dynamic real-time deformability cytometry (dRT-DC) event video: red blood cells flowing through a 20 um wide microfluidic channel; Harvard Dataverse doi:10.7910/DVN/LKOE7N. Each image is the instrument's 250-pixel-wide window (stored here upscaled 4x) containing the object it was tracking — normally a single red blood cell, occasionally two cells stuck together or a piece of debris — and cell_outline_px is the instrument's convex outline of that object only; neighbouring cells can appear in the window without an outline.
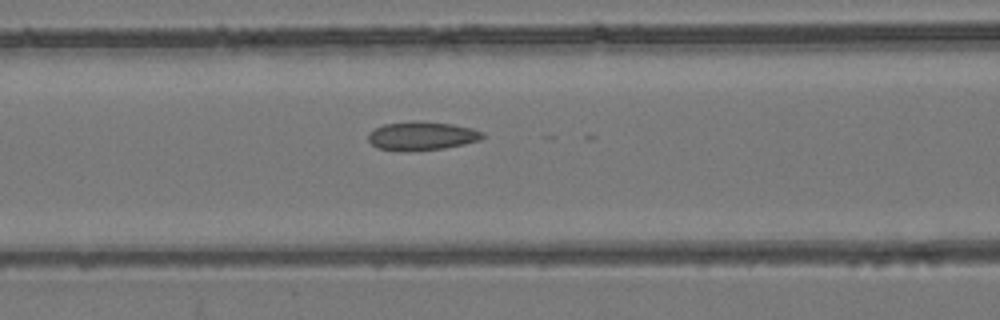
{"species": "common noctule bat (a hibernating species)", "species_latin": "Nyctalus noctula", "temperature_condition": "room temperature", "stored_images_in_passage": 14, "camera_frame_rate_fps": 3000, "um_per_image_px": 0.085, "animal": {"sex": "female", "body_mass_g": 24.6, "forearm_length_mm": 56.2}, "frame": {"image": 1, "passage_image": 10, "time_ms": 3.0, "image_size_px": [1000, 320], "cell_outline_px": [[484, 136], [480, 140], [464, 144], [444, 148], [408, 152], [400, 152], [376, 148], [368, 140], [368, 132], [384, 124], [452, 124], [472, 128], [484, 132]], "centroid_in_image_um": [35.84, 11.62], "position_along_channel_um": 130.8, "area_um2": 18.44}}
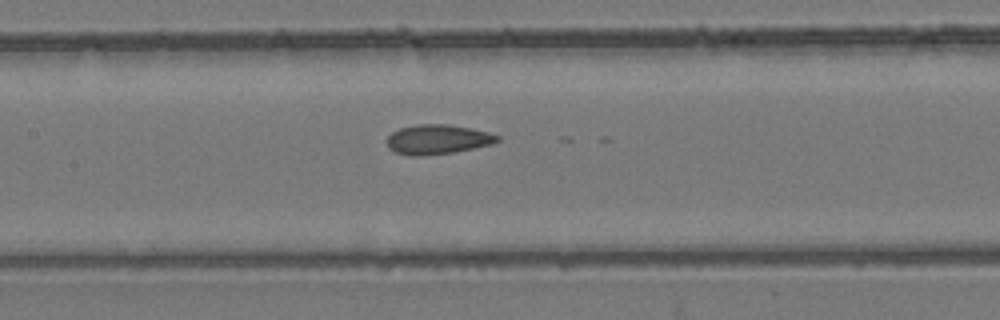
{"frame": {"image": 2, "passage_image": 13, "time_ms": 4.0, "image_size_px": [1000, 320], "cell_outline_px": [[500, 140], [492, 144], [452, 152], [416, 156], [412, 156], [396, 152], [388, 148], [384, 140], [392, 132], [400, 128], [416, 124], [448, 124], [488, 132], [500, 136]], "centroid_in_image_um": [37.15, 11.84], "position_along_channel_um": 170.3, "area_um2": 18.96}}